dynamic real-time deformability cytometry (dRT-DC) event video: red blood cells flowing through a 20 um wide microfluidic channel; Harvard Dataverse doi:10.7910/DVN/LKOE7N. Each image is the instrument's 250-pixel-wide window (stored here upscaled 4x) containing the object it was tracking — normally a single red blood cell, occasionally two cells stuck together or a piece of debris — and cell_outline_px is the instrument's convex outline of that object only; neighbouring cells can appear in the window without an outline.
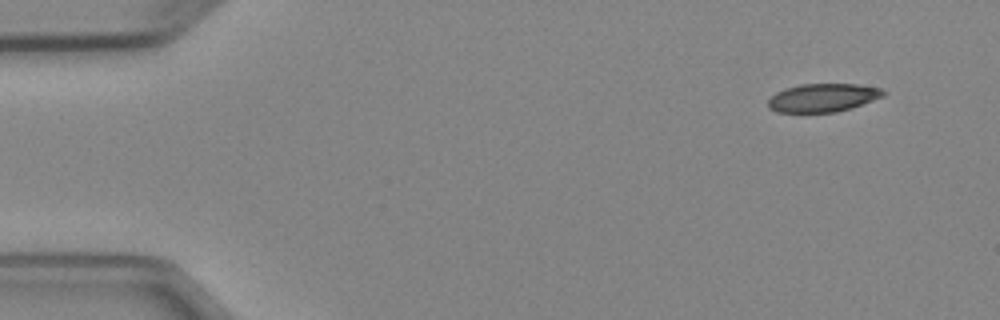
{"species": "Egyptian fruit bat (a non-hibernating species)", "species_latin": "Rousettus aegyptiacus", "temperature_condition": "cold", "stored_images_in_passage": 5, "camera_frame_rate_fps": 3000, "um_per_image_px": 0.085, "animal": {"sex": "female"}, "frame": {"image": 1, "passage_image": 1, "time_ms": 0.0, "image_size_px": [1000, 320], "cell_outline_px": [[884, 96], [852, 108], [836, 112], [776, 112], [768, 108], [768, 100], [776, 92], [784, 88], [800, 84], [856, 84], [880, 88], [884, 92]], "centroid_in_image_um": [69.91, 8.31], "position_along_channel_um": 15.1, "area_um2": 19.02}}
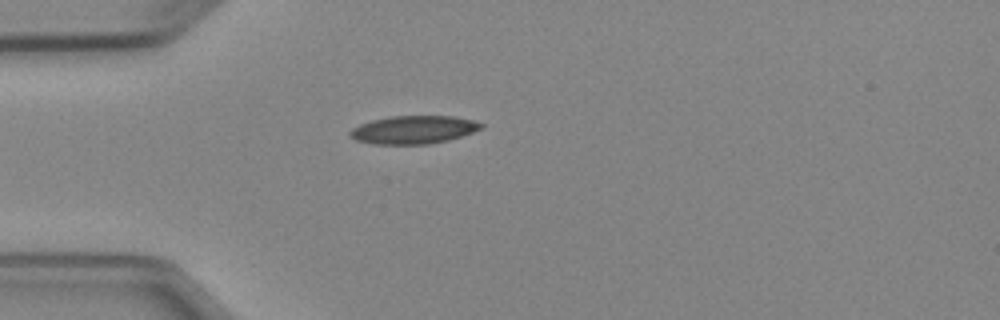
{"frame": {"image": 2, "passage_image": 4, "time_ms": 3.333, "image_size_px": [1000, 320], "cell_outline_px": [[484, 128], [448, 140], [428, 144], [372, 144], [356, 140], [348, 136], [348, 132], [352, 128], [360, 124], [372, 120], [392, 116], [452, 116], [472, 120], [484, 124]], "centroid_in_image_um": [35.12, 11.03], "position_along_channel_um": 49.9, "area_um2": 21.44}}